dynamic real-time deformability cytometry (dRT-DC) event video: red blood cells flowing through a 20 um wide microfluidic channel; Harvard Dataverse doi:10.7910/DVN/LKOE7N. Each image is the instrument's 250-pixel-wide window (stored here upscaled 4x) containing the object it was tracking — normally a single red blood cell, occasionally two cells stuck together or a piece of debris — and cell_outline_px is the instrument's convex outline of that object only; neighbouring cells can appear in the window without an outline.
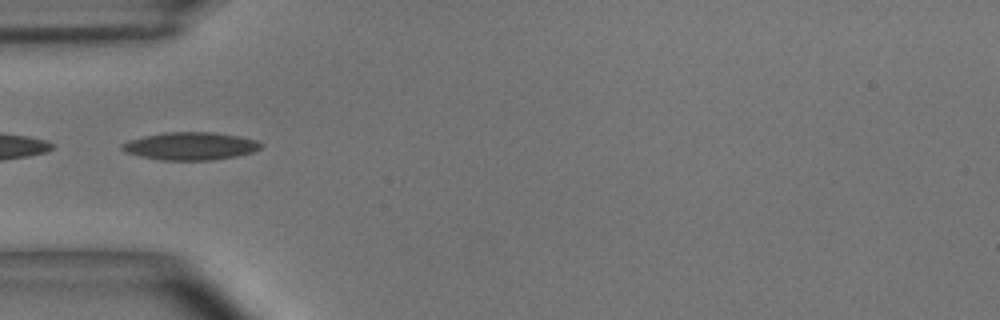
{"species": "common noctule bat (a hibernating species)", "species_latin": "Nyctalus noctula", "temperature_condition": "room temperature", "stored_images_in_passage": 6, "camera_frame_rate_fps": 3000, "um_per_image_px": 0.085, "animal": {"sex": "male", "body_mass_g": 15.6}, "frame": {"image": 1, "passage_image": 1, "time_ms": 0.0, "image_size_px": [1000, 320], "cell_outline_px": [[264, 144], [260, 148], [252, 152], [236, 156], [212, 160], [160, 160], [140, 156], [124, 152], [120, 148], [120, 144], [128, 140], [144, 136], [164, 132], [212, 132], [240, 136], [256, 140]], "centroid_in_image_um": [16.16, 12.41], "position_along_channel_um": 68.8, "area_um2": 22.6}}
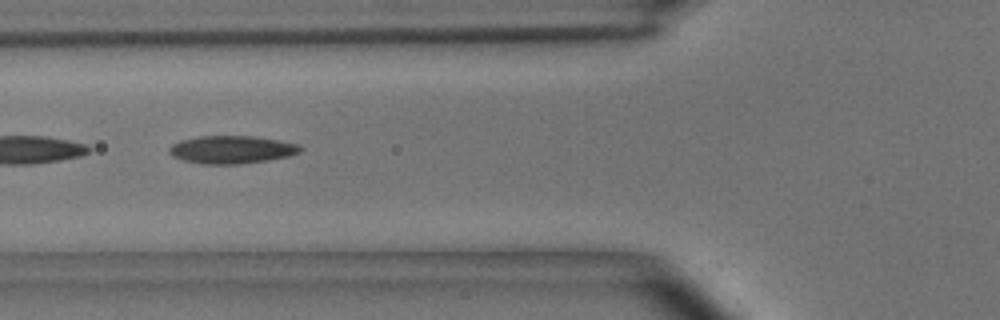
{"frame": {"image": 2, "passage_image": 2, "time_ms": 0.333, "image_size_px": [1000, 320], "cell_outline_px": [[304, 148], [300, 152], [288, 156], [268, 160], [240, 164], [200, 164], [184, 160], [172, 156], [168, 152], [168, 148], [172, 144], [180, 140], [200, 136], [252, 136], [300, 144]], "centroid_in_image_um": [19.68, 12.72], "position_along_channel_um": 106.1, "area_um2": 21.33}}